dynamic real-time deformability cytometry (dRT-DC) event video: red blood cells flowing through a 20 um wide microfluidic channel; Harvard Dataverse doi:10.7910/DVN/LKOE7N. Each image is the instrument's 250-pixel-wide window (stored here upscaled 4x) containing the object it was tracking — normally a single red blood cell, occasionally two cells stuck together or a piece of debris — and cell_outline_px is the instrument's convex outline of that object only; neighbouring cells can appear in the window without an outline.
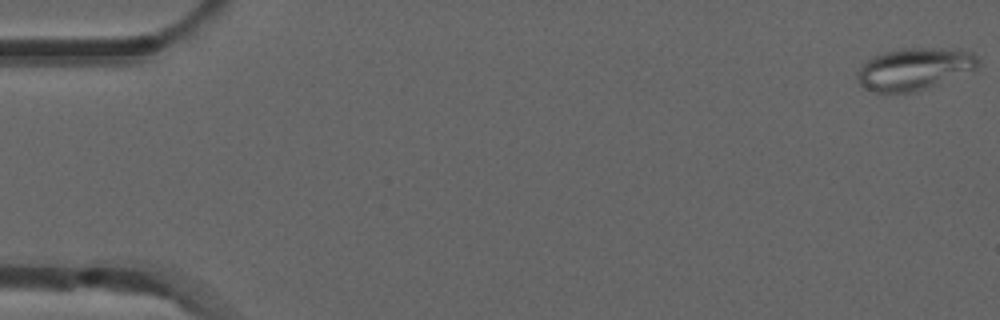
{"species": "common noctule bat (a hibernating species)", "species_latin": "Nyctalus noctula", "temperature_condition": "room temperature", "stored_images_in_passage": 7, "camera_frame_rate_fps": 3000, "um_per_image_px": 0.085, "animal": {"sex": "male", "forearm_length_mm": 52.5}, "frame": {"image": 1, "passage_image": 1, "time_ms": 0.0, "image_size_px": [1000, 320], "cell_outline_px": [[980, 68], [916, 92], [876, 92], [860, 84], [856, 76], [860, 68], [872, 56], [884, 52], [904, 48], [940, 48], [972, 52], [980, 60]], "centroid_in_image_um": [77.76, 5.85], "position_along_channel_um": 7.2, "area_um2": 29.42}}
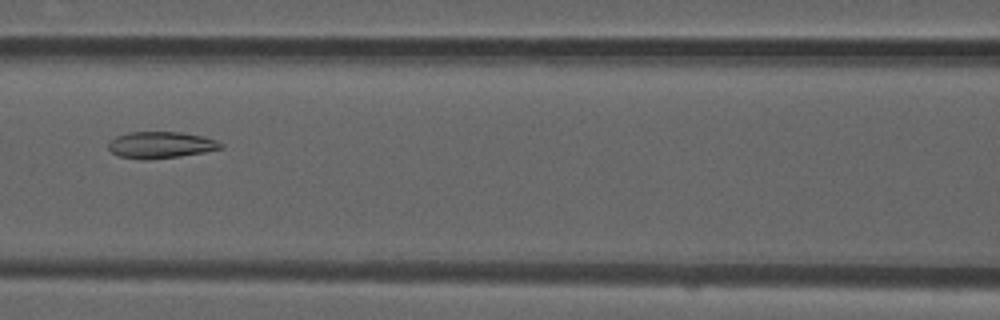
{"frame": {"image": 2, "passage_image": 7, "time_ms": 2.0, "image_size_px": [1000, 320], "cell_outline_px": [[224, 148], [204, 152], [180, 156], [148, 160], [140, 160], [116, 156], [108, 148], [108, 144], [116, 136], [128, 132], [180, 132], [204, 136], [216, 140], [224, 144]], "centroid_in_image_um": [13.67, 12.33], "position_along_channel_um": 152.9, "area_um2": 17.63}}